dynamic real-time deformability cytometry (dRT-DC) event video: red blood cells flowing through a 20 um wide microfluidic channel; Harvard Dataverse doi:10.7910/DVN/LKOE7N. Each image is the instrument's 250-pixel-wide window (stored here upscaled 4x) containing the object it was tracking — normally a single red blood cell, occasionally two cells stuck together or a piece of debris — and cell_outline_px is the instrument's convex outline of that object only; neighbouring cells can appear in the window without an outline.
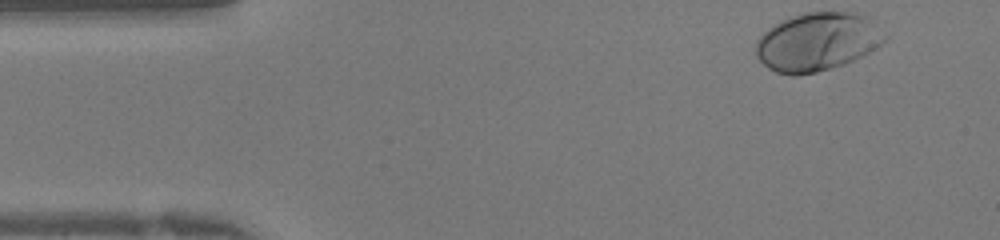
{"species": "human", "species_latin": "Homo sapiens", "temperature_condition": "warm", "stored_images_in_passage": 39, "camera_frame_rate_fps": 3000, "um_per_image_px": 0.085, "donor": {"sex": "female"}, "frame": {"image": 1, "passage_image": 1, "time_ms": 0.0, "image_size_px": [1000, 240], "cell_outline_px": [[888, 36], [880, 44], [868, 52], [844, 64], [816, 72], [796, 76], [792, 76], [776, 72], [768, 68], [756, 56], [756, 40], [772, 24], [780, 20], [804, 12], [852, 12], [860, 16], [888, 32]], "centroid_in_image_um": [69.42, 3.56], "position_along_channel_um": 15.6, "area_um2": 43.58}}
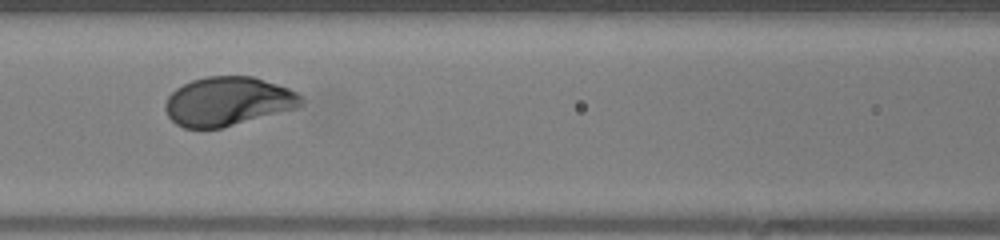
{"frame": {"image": 2, "passage_image": 15, "time_ms": 4.667, "image_size_px": [1000, 240], "cell_outline_px": [[304, 104], [300, 108], [220, 128], [184, 128], [176, 124], [168, 116], [164, 108], [164, 104], [168, 96], [176, 88], [192, 80], [208, 76], [252, 76], [300, 92], [304, 96]], "centroid_in_image_um": [19.42, 8.62], "position_along_channel_um": 147.2, "area_um2": 39.07}}
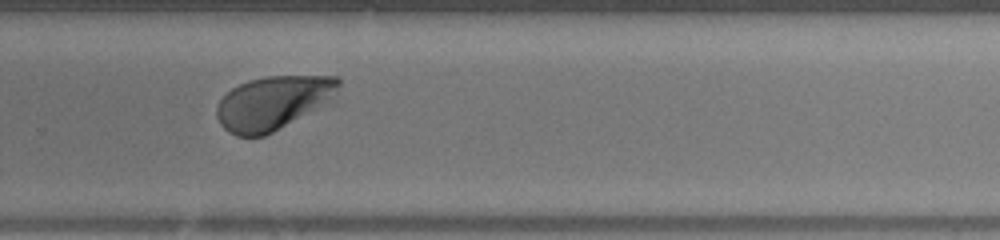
{"frame": {"image": 3, "passage_image": 25, "time_ms": 8.0, "image_size_px": [1000, 240], "cell_outline_px": [[340, 84], [328, 100], [324, 104], [272, 132], [264, 136], [236, 136], [228, 132], [220, 124], [216, 116], [216, 108], [220, 100], [232, 88], [248, 80], [268, 76], [340, 76]], "centroid_in_image_um": [23.15, 8.73], "position_along_channel_um": 306.6, "area_um2": 37.45}}